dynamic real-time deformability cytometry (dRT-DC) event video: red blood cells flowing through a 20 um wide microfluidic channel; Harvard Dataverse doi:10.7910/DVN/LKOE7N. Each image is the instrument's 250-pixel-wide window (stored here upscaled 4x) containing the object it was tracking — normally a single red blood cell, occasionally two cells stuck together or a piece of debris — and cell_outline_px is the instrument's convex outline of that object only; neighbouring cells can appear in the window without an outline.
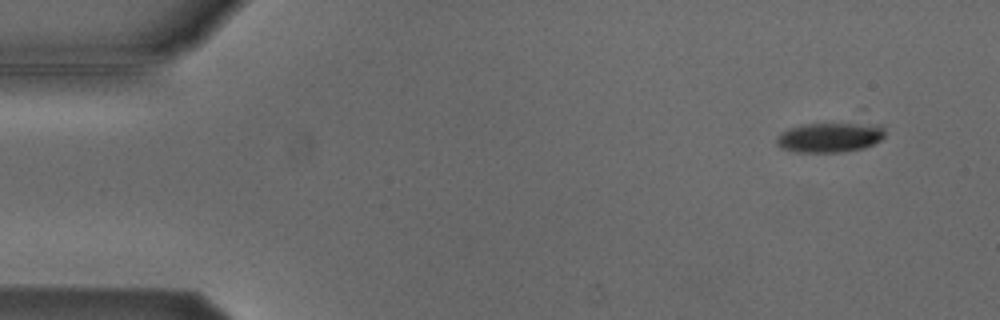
{"species": "Egyptian fruit bat (a non-hibernating species)", "species_latin": "Rousettus aegyptiacus", "temperature_condition": "cold", "stored_images_in_passage": 5, "camera_frame_rate_fps": 3000, "um_per_image_px": 0.085, "animal": {"sex": "male"}, "frame": {"image": 1, "passage_image": 1, "time_ms": 0.0, "image_size_px": [1000, 320], "cell_outline_px": [[884, 136], [880, 140], [864, 148], [844, 152], [796, 152], [780, 148], [776, 144], [776, 136], [780, 132], [788, 128], [800, 124], [864, 124], [880, 128], [884, 132]], "centroid_in_image_um": [70.41, 11.7], "position_along_channel_um": 14.6, "area_um2": 18.61}}